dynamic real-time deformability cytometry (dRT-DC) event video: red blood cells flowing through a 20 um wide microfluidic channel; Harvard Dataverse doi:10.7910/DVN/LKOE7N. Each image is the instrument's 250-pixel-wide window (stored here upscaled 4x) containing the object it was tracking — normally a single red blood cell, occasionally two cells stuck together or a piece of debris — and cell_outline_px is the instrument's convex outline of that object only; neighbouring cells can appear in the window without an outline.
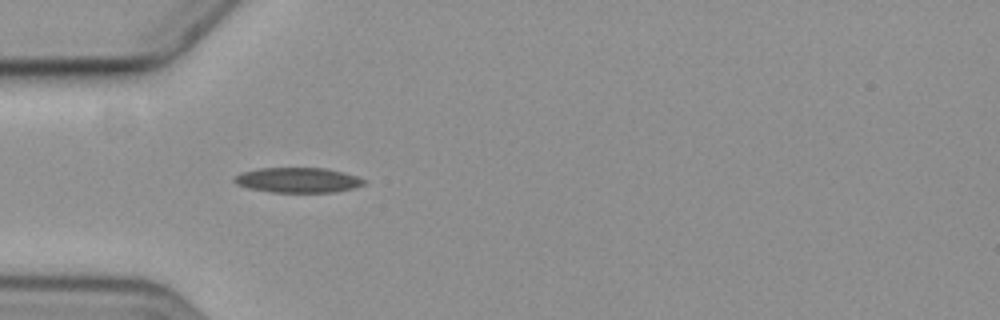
{"species": "common noctule bat (a hibernating species)", "species_latin": "Nyctalus noctula", "temperature_condition": "cold", "stored_images_in_passage": 3, "camera_frame_rate_fps": 3000, "um_per_image_px": 0.085, "animal": {"sex": "female", "body_mass_g": 19.3, "forearm_length_mm": 54.1}, "frame": {"image": 1, "passage_image": 1, "time_ms": 0.0, "image_size_px": [1000, 320], "cell_outline_px": [[368, 180], [364, 184], [352, 188], [336, 192], [272, 192], [248, 188], [236, 184], [232, 180], [240, 172], [260, 168], [324, 168], [344, 172]], "centroid_in_image_um": [25.31, 15.3], "position_along_channel_um": 59.7, "area_um2": 18.96}}
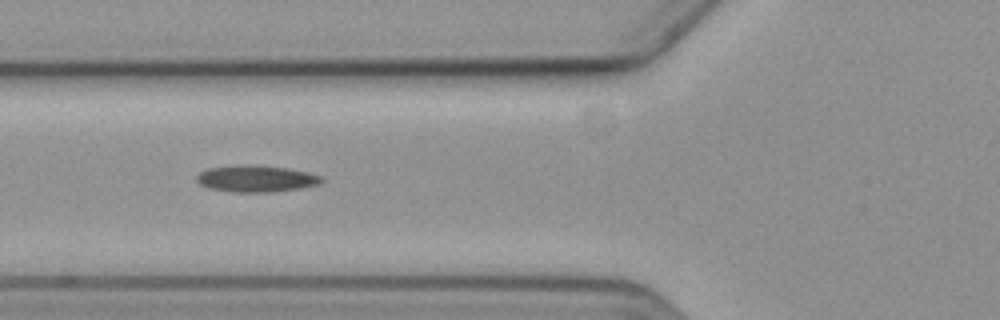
{"frame": {"image": 2, "passage_image": 2, "time_ms": 1.333, "image_size_px": [1000, 320], "cell_outline_px": [[324, 180], [320, 184], [300, 188], [272, 192], [232, 192], [208, 188], [200, 184], [196, 180], [196, 176], [200, 172], [208, 168], [236, 164], [248, 164], [288, 168], [308, 172], [320, 176]], "centroid_in_image_um": [21.75, 15.18], "position_along_channel_um": 104.1, "area_um2": 19.59}}